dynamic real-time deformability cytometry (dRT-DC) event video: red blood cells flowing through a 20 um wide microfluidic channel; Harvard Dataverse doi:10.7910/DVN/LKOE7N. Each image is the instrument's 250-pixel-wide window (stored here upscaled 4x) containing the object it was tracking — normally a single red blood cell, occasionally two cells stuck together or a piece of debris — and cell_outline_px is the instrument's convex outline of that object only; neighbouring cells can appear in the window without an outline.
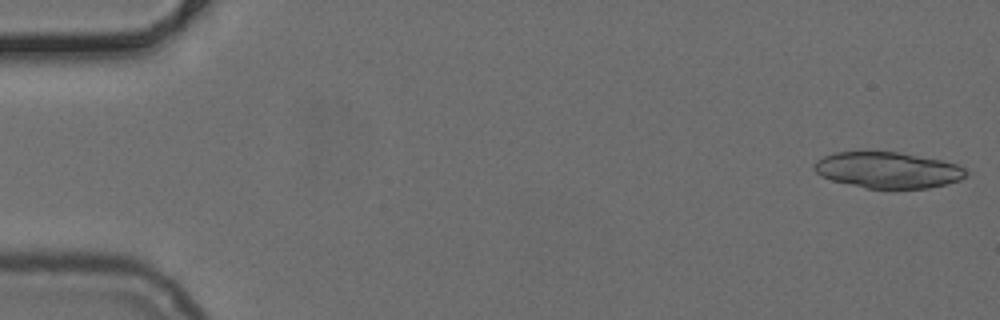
{"species": "common noctule bat (a hibernating species)", "species_latin": "Nyctalus noctula", "temperature_condition": "cold", "stored_images_in_passage": 46, "camera_frame_rate_fps": 3000, "um_per_image_px": 0.085, "animal": {"sex": "female", "body_mass_g": 24.6, "forearm_length_mm": 56.2}, "frame": {"image": 1, "passage_image": 1, "time_ms": 0.0, "image_size_px": [1000, 320], "cell_outline_px": [[968, 172], [960, 180], [928, 188], [864, 188], [832, 180], [820, 176], [812, 168], [812, 164], [816, 160], [824, 156], [836, 152], [896, 152], [940, 160], [956, 164], [964, 168]], "centroid_in_image_um": [75.41, 14.46], "position_along_channel_um": 9.6, "area_um2": 31.67}}